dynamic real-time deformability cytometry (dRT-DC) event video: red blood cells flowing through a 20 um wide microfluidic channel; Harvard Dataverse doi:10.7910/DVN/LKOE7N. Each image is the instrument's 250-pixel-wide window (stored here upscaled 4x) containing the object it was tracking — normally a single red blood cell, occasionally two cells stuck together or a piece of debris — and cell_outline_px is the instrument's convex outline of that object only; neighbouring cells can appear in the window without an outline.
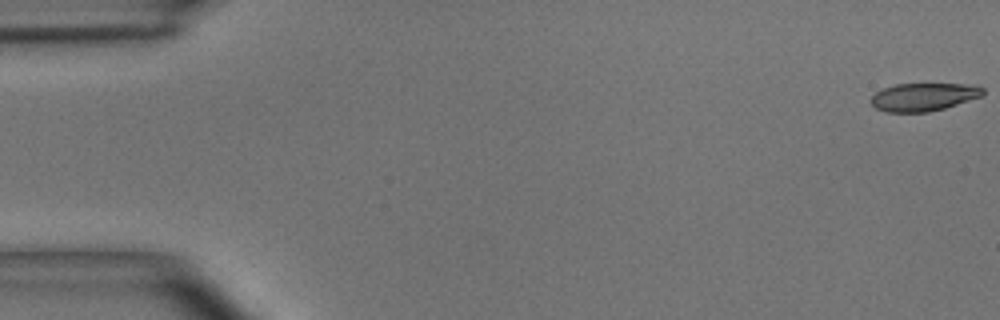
{"species": "common noctule bat (a hibernating species)", "species_latin": "Nyctalus noctula", "temperature_condition": "room temperature", "stored_images_in_passage": 49, "camera_frame_rate_fps": 3000, "um_per_image_px": 0.085, "animal": {"sex": "male", "body_mass_g": 15.6}, "frame": {"image": 1, "passage_image": 1, "time_ms": 0.0, "image_size_px": [1000, 320], "cell_outline_px": [[984, 96], [944, 108], [928, 112], [888, 112], [876, 108], [872, 104], [872, 96], [876, 92], [884, 88], [896, 84], [968, 84], [984, 88]], "centroid_in_image_um": [78.54, 8.24], "position_along_channel_um": 6.5, "area_um2": 18.15}}
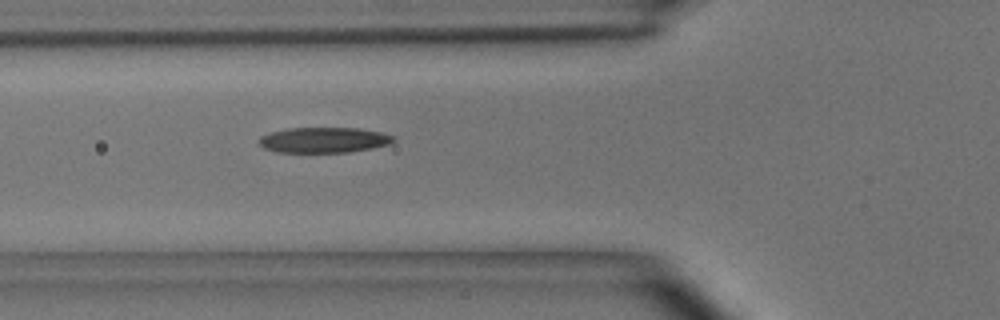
{"frame": {"image": 2, "passage_image": 18, "time_ms": 5.667, "image_size_px": [1000, 320], "cell_outline_px": [[396, 140], [388, 144], [372, 148], [348, 152], [276, 152], [264, 148], [256, 140], [260, 136], [272, 132], [288, 128], [360, 128], [380, 132], [392, 136]], "centroid_in_image_um": [27.49, 11.9], "position_along_channel_um": 98.3, "area_um2": 19.88}}
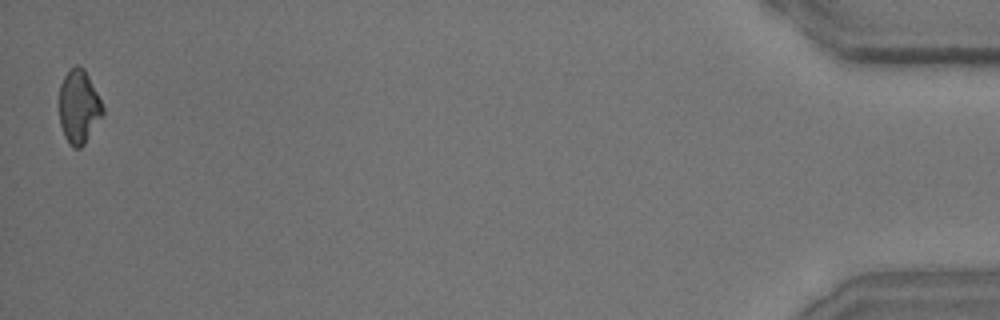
{"frame": {"image": 3, "passage_image": 49, "time_ms": 16.0, "image_size_px": [1000, 320], "cell_outline_px": [[104, 116], [84, 144], [80, 148], [72, 148], [64, 136], [60, 124], [60, 84], [64, 76], [76, 64], [84, 68], [104, 108]], "centroid_in_image_um": [6.71, 9.11], "position_along_channel_um": 428.5, "area_um2": 18.61}, "authors_computed_cell_mechanics": {"area_um2": 19.7676, "velocity_mm_per_s": 4.0633, "shape_relaxation_time_tau1_ms": 4.1712, "shape_relaxation_time_tau2_ms": 4.4172, "deformation_change_tau1": 0.1386, "deformation_change_tau2": 0.1386}}